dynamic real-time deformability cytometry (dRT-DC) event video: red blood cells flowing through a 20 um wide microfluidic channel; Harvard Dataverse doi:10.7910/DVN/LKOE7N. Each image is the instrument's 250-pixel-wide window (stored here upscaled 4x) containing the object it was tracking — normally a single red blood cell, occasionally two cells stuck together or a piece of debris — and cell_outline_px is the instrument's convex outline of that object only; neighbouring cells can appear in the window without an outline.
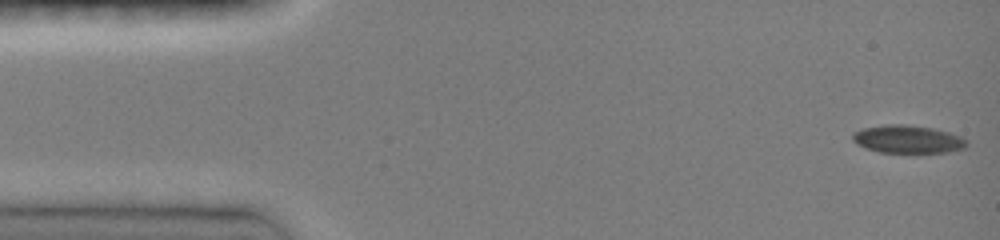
{"species": "common noctule bat (a hibernating species)", "species_latin": "Nyctalus noctula", "temperature_condition": "room temperature", "stored_images_in_passage": 46, "camera_frame_rate_fps": 3000, "um_per_image_px": 0.085, "animal": {"sex": "female", "body_mass_g": 19.0, "forearm_length_mm": 51.5}, "frame": {"image": 1, "passage_image": 1, "time_ms": 0.0, "image_size_px": [1000, 240], "cell_outline_px": [[968, 144], [964, 148], [948, 152], [880, 152], [856, 144], [852, 140], [852, 132], [864, 128], [884, 124], [904, 124], [932, 128], [948, 132], [960, 136], [968, 140]], "centroid_in_image_um": [77.15, 11.82], "position_along_channel_um": 7.8, "area_um2": 18.5}}
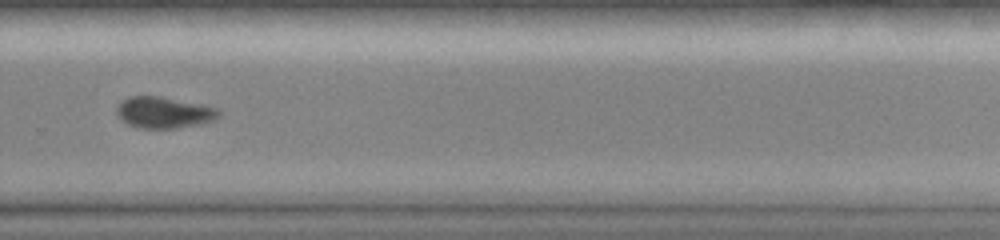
{"frame": {"image": 2, "passage_image": 32, "time_ms": 10.333, "image_size_px": [1000, 240], "cell_outline_px": [[220, 116], [212, 120], [200, 124], [172, 128], [140, 128], [128, 124], [120, 120], [116, 116], [116, 108], [128, 96], [160, 96], [220, 108]], "centroid_in_image_um": [13.92, 9.56], "position_along_channel_um": 315.9, "area_um2": 18.61}}
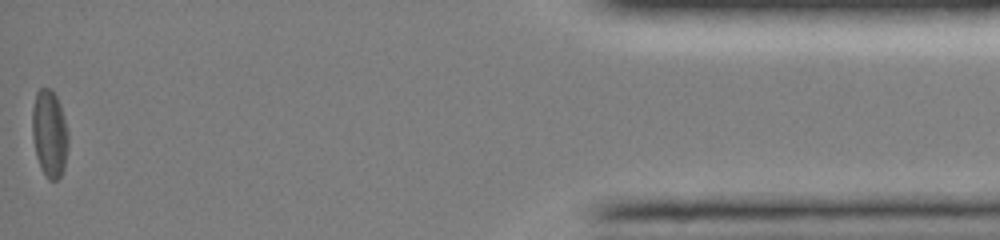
{"frame": {"image": 3, "passage_image": 46, "time_ms": 15.0, "image_size_px": [1000, 240], "cell_outline_px": [[68, 148], [64, 168], [60, 176], [56, 180], [48, 180], [36, 156], [32, 136], [32, 108], [36, 92], [40, 88], [52, 88], [60, 104], [68, 132]], "centroid_in_image_um": [4.21, 11.32], "position_along_channel_um": 431.0, "area_um2": 18.38}, "authors_computed_cell_mechanics": {"area_um2": 18.8428, "velocity_mm_per_s": 4.1134, "shape_relaxation_time_tau1_ms": 2.3774, "shape_relaxation_time_tau2_ms": null, "deformation_change_tau1": 0.1046, "deformation_change_tau2": null}}